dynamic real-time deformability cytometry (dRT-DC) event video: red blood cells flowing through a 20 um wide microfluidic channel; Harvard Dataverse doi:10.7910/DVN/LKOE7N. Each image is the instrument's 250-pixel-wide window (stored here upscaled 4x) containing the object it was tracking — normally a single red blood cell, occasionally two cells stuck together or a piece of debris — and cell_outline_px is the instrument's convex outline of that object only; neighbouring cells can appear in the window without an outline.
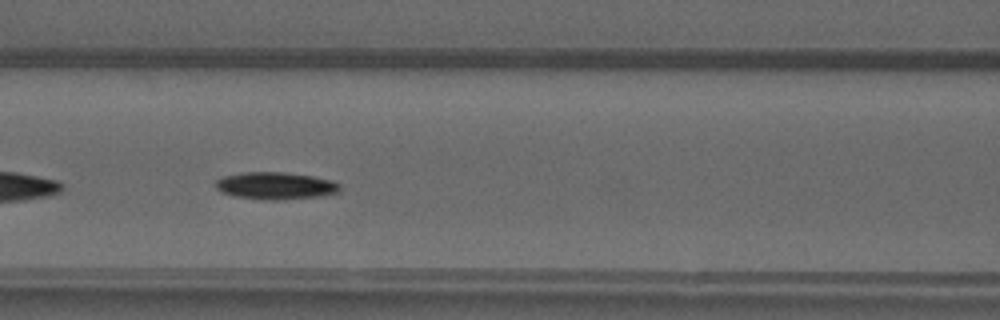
{"species": "common noctule bat (a hibernating species)", "species_latin": "Nyctalus noctula", "temperature_condition": "warm", "stored_images_in_passage": 36, "camera_frame_rate_fps": 3000, "um_per_image_px": 0.085, "animal": {"sex": "male", "forearm_length_mm": 52.5}, "frame": {"image": 1, "passage_image": 7, "time_ms": 2.0, "image_size_px": [1000, 320], "cell_outline_px": [[340, 188], [336, 192], [320, 196], [284, 200], [260, 200], [236, 196], [220, 192], [216, 188], [216, 180], [224, 176], [244, 172], [284, 172], [312, 176], [332, 180], [340, 184]], "centroid_in_image_um": [23.4, 15.79], "position_along_channel_um": 143.2, "area_um2": 19.77}}
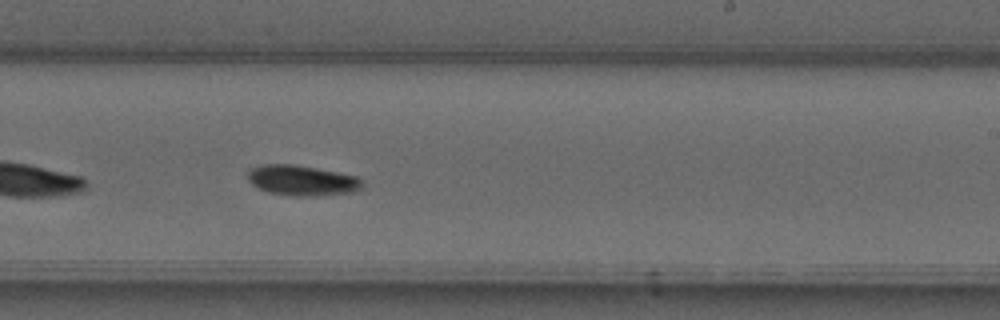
{"frame": {"image": 2, "passage_image": 16, "time_ms": 5.0, "image_size_px": [1000, 320], "cell_outline_px": [[364, 188], [356, 192], [316, 196], [292, 196], [268, 192], [256, 188], [248, 180], [248, 172], [252, 168], [264, 164], [292, 164], [316, 168], [356, 176], [364, 184]], "centroid_in_image_um": [25.68, 15.35], "position_along_channel_um": 263.3, "area_um2": 20.4}}
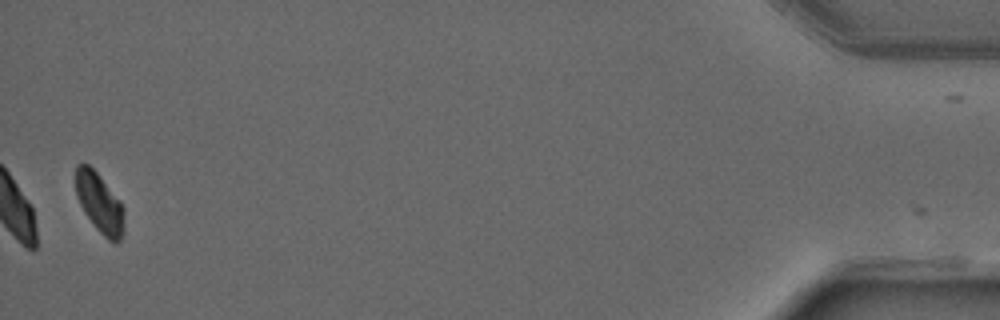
{"frame": {"image": 3, "passage_image": 35, "time_ms": 11.333, "image_size_px": [1000, 320], "cell_outline_px": [[124, 232], [120, 240], [116, 244], [108, 240], [96, 228], [84, 212], [76, 196], [76, 164], [88, 164], [96, 172], [120, 200], [124, 208]], "centroid_in_image_um": [8.48, 17.28], "position_along_channel_um": 426.7, "area_um2": 16.88}, "authors_computed_cell_mechanics": {"area_um2": 18.7561, "velocity_mm_per_s": 4.0207, "shape_relaxation_time_tau1_ms": 7.4574, "shape_relaxation_time_tau2_ms": null, "deformation_change_tau1": 0.1798, "deformation_change_tau2": null}}